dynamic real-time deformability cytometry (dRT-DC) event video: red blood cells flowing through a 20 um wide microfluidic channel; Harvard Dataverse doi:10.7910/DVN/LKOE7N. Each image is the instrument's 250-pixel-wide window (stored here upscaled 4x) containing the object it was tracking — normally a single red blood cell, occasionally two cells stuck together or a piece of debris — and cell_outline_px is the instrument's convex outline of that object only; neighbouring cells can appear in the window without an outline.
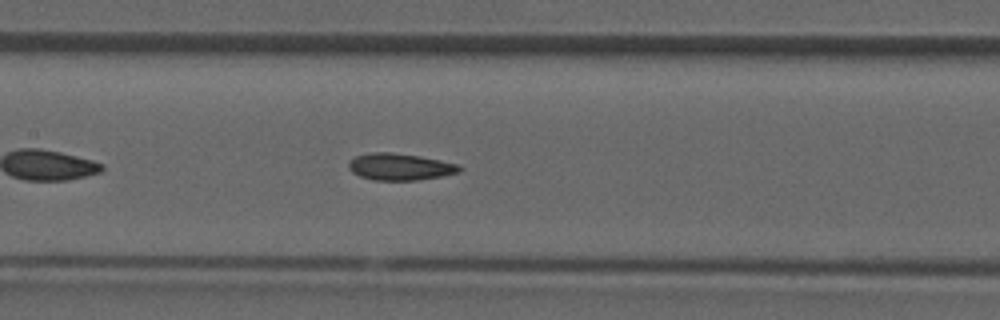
{"species": "common noctule bat (a hibernating species)", "species_latin": "Nyctalus noctula", "temperature_condition": "room temperature", "stored_images_in_passage": 40, "camera_frame_rate_fps": 3000, "um_per_image_px": 0.085, "animal": {"sex": "male", "forearm_length_mm": 52.5}, "frame": {"image": 1, "passage_image": 18, "time_ms": 5.667, "image_size_px": [1000, 320], "cell_outline_px": [[464, 168], [460, 172], [420, 180], [372, 180], [360, 176], [352, 172], [348, 168], [348, 160], [356, 156], [368, 152], [392, 152], [420, 156], [460, 164]], "centroid_in_image_um": [34.0, 14.17], "position_along_channel_um": 173.4, "area_um2": 17.57}}
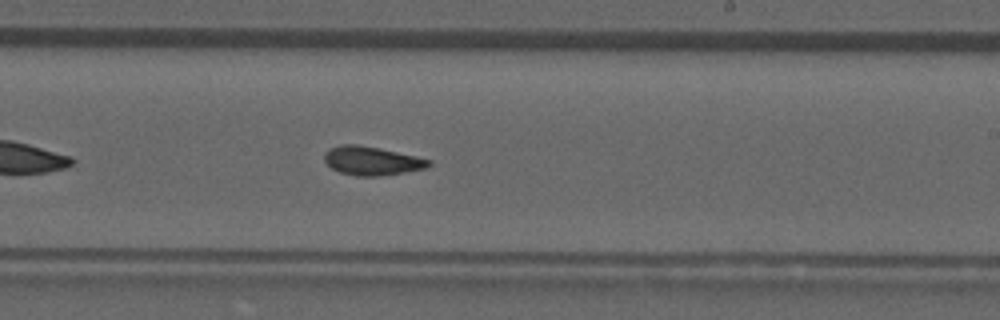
{"frame": {"image": 2, "passage_image": 23, "time_ms": 7.333, "image_size_px": [1000, 320], "cell_outline_px": [[432, 164], [424, 168], [376, 176], [356, 176], [340, 172], [332, 168], [324, 160], [324, 156], [328, 148], [340, 144], [356, 144], [380, 148], [416, 156], [432, 160]], "centroid_in_image_um": [31.57, 13.65], "position_along_channel_um": 257.4, "area_um2": 17.28}}